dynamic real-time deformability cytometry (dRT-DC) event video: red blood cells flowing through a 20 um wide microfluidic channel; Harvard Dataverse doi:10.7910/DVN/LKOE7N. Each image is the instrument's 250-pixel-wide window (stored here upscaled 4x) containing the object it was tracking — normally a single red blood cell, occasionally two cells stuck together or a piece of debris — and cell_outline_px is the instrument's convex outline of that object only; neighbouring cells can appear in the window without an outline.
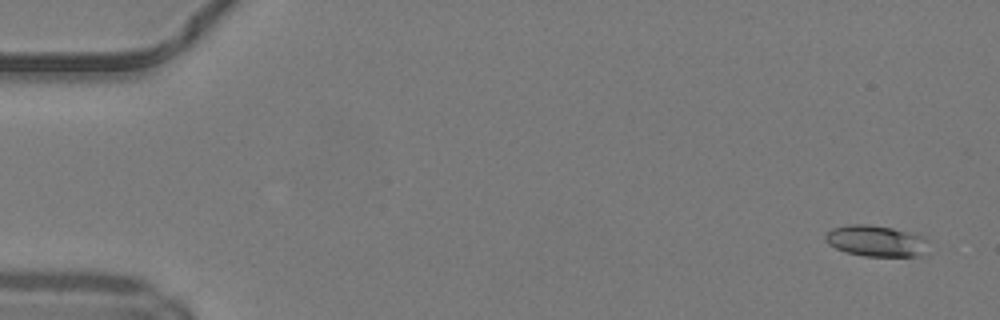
{"species": "common noctule bat (a hibernating species)", "species_latin": "Nyctalus noctula", "temperature_condition": "warm", "stored_images_in_passage": 22, "camera_frame_rate_fps": 3000, "um_per_image_px": 0.085, "animal": {"sex": "male", "body_mass_g": 19.2, "forearm_length_mm": 51.8}, "frame": {"image": 1, "passage_image": 3, "time_ms": 0.667, "image_size_px": [1000, 320], "cell_outline_px": [[928, 240], [920, 256], [864, 256], [848, 252], [836, 248], [828, 244], [824, 240], [824, 236], [832, 228], [848, 224], [868, 224], [892, 228], [924, 236]], "centroid_in_image_um": [74.42, 20.46], "position_along_channel_um": 10.6, "area_um2": 18.55}}
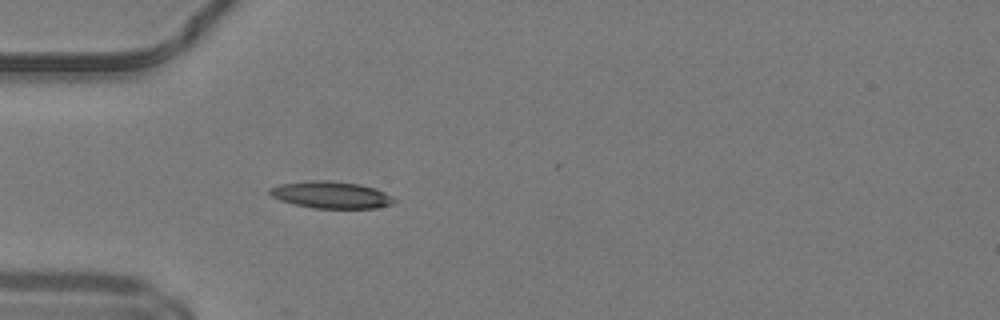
{"frame": {"image": 2, "passage_image": 16, "time_ms": 5.0, "image_size_px": [1000, 320], "cell_outline_px": [[400, 200], [396, 204], [376, 208], [312, 208], [280, 200], [272, 196], [268, 192], [268, 188], [280, 184], [312, 180], [332, 180], [360, 184], [376, 188]], "centroid_in_image_um": [28.21, 16.56], "position_along_channel_um": 56.8, "area_um2": 19.83}}
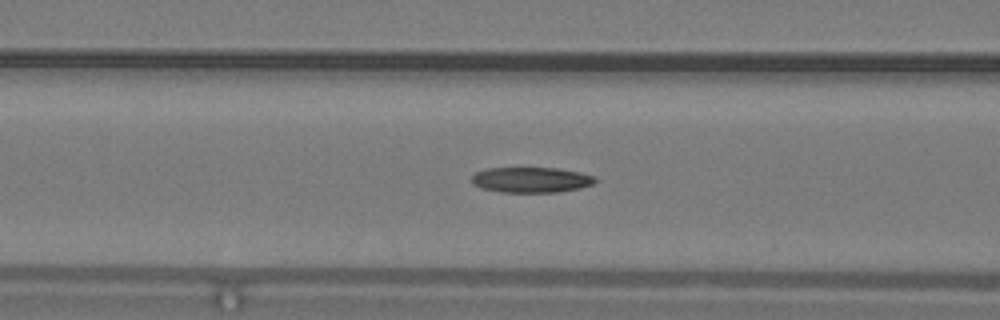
{"frame": {"image": 3, "passage_image": 21, "time_ms": 6.667, "image_size_px": [1000, 320], "cell_outline_px": [[600, 180], [592, 184], [580, 188], [560, 192], [500, 192], [480, 188], [472, 184], [472, 176], [476, 172], [488, 168], [556, 168], [580, 172], [596, 176]], "centroid_in_image_um": [45.18, 15.29], "position_along_channel_um": 121.4, "area_um2": 18.5}}